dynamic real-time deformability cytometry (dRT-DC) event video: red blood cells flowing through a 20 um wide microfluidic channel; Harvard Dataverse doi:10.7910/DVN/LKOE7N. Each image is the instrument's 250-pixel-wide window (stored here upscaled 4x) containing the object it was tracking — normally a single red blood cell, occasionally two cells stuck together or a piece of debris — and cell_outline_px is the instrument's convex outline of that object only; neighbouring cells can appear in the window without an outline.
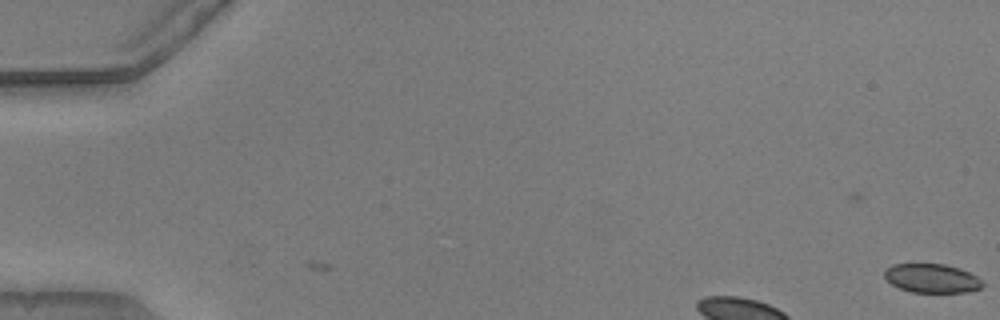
{"species": "common noctule bat (a hibernating species)", "species_latin": "Nyctalus noctula", "temperature_condition": "warm", "stored_images_in_passage": 3, "camera_frame_rate_fps": 3000, "um_per_image_px": 0.085, "animal": {"sex": "male", "body_mass_g": 20.5, "forearm_length_mm": 52.5}, "frame": {"image": 1, "passage_image": 3, "time_ms": 0.667, "image_size_px": [1000, 320], "cell_outline_px": [[984, 284], [980, 288], [968, 292], [912, 292], [900, 288], [892, 284], [884, 276], [884, 272], [892, 264], [944, 264], [960, 268], [976, 276]], "centroid_in_image_um": [79.21, 23.65], "position_along_channel_um": 5.8, "area_um2": 16.36}}